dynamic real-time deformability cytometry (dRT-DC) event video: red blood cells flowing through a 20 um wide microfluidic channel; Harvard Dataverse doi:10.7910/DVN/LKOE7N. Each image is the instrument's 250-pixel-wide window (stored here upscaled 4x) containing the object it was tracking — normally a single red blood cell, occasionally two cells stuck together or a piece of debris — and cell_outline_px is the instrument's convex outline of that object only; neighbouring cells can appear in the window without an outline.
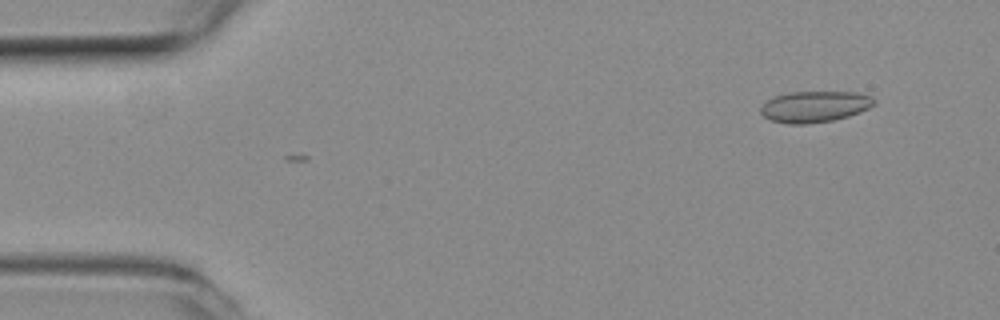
{"species": "common noctule bat (a hibernating species)", "species_latin": "Nyctalus noctula", "temperature_condition": "room temperature", "stored_images_in_passage": 4, "camera_frame_rate_fps": 3000, "um_per_image_px": 0.085, "animal": {"sex": "female", "body_mass_g": 19.3, "forearm_length_mm": 54.1}, "frame": {"image": 1, "passage_image": 2, "time_ms": 0.333, "image_size_px": [1000, 320], "cell_outline_px": [[876, 104], [860, 112], [848, 116], [832, 120], [808, 124], [788, 124], [772, 120], [764, 116], [760, 112], [760, 108], [768, 100], [776, 96], [788, 92], [856, 92], [872, 96], [876, 100]], "centroid_in_image_um": [69.28, 9.06], "position_along_channel_um": 15.7, "area_um2": 20.58}}